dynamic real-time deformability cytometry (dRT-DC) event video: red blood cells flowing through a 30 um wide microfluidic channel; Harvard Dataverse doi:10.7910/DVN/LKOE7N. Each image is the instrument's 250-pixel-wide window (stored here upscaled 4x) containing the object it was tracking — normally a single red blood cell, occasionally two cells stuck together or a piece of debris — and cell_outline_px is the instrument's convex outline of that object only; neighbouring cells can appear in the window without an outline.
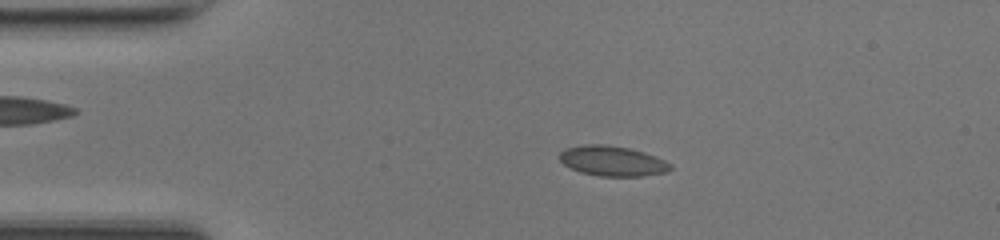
{"species": "common noctule bat (a hibernating species)", "species_latin": "Nyctalus noctula", "temperature_condition": "room temperature", "stored_images_in_passage": 48, "camera_frame_rate_fps": 3000, "um_per_image_px": 0.085, "animal": {"sex": "female", "body_mass_g": 17.0, "forearm_length_mm": 48.0}, "frame": {"image": 1, "passage_image": 9, "time_ms": 2.667, "image_size_px": [1000, 240], "cell_outline_px": [[672, 168], [668, 172], [644, 176], [600, 176], [580, 172], [564, 164], [560, 160], [560, 152], [568, 148], [584, 144], [608, 144], [628, 148], [644, 152], [656, 156], [672, 164]], "centroid_in_image_um": [52.1, 13.68], "position_along_channel_um": 32.9, "area_um2": 19.48}}
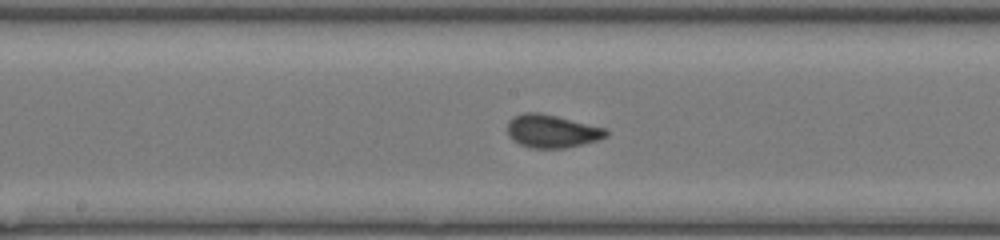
{"frame": {"image": 2, "passage_image": 24, "time_ms": 7.667, "image_size_px": [1000, 240], "cell_outline_px": [[608, 136], [596, 140], [564, 148], [528, 148], [512, 140], [508, 136], [508, 120], [512, 116], [524, 112], [540, 112], [608, 128]], "centroid_in_image_um": [46.89, 11.13], "position_along_channel_um": 201.3, "area_um2": 19.19}}
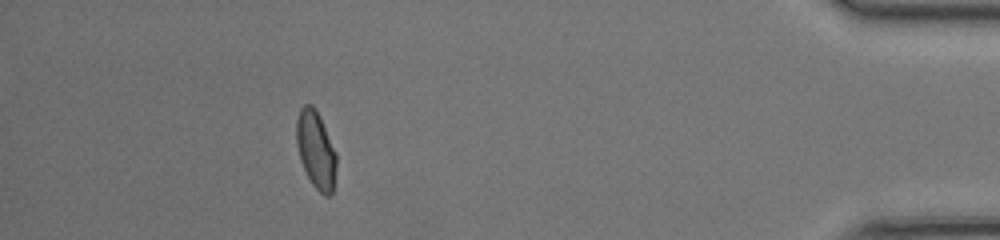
{"frame": {"image": 3, "passage_image": 43, "time_ms": 14.0, "image_size_px": [1000, 240], "cell_outline_px": [[336, 164], [332, 192], [328, 196], [324, 196], [312, 184], [300, 160], [296, 144], [296, 120], [300, 108], [304, 104], [312, 104], [320, 116], [336, 152]], "centroid_in_image_um": [26.83, 12.7], "position_along_channel_um": 408.4, "area_um2": 17.98}, "authors_computed_cell_mechanics": {"area_um2": 18.6116, "velocity_mm_per_s": 4.2196, "shape_relaxation_time_tau1_ms": 5.6365, "shape_relaxation_time_tau2_ms": null, "deformation_change_tau1": 0.1608, "deformation_change_tau2": null}}